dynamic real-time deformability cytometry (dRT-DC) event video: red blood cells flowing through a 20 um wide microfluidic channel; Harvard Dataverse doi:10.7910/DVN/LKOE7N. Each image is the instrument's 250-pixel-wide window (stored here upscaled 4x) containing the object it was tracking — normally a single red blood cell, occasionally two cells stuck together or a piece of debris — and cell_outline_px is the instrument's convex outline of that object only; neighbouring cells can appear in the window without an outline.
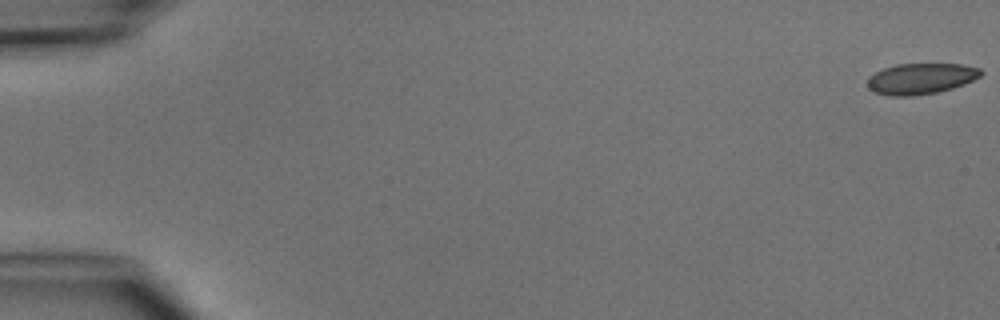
{"species": "common noctule bat (a hibernating species)", "species_latin": "Nyctalus noctula", "temperature_condition": "cold", "stored_images_in_passage": 3, "camera_frame_rate_fps": 3000, "um_per_image_px": 0.085, "animal": {"sex": "male", "body_mass_g": 15.6}, "frame": {"image": 1, "passage_image": 1, "time_ms": 0.0, "image_size_px": [1000, 320], "cell_outline_px": [[984, 72], [980, 76], [964, 84], [952, 88], [936, 92], [912, 96], [892, 96], [876, 92], [868, 88], [868, 76], [884, 68], [896, 64], [960, 64], [980, 68]], "centroid_in_image_um": [78.27, 6.68], "position_along_channel_um": 6.7, "area_um2": 20.29}}